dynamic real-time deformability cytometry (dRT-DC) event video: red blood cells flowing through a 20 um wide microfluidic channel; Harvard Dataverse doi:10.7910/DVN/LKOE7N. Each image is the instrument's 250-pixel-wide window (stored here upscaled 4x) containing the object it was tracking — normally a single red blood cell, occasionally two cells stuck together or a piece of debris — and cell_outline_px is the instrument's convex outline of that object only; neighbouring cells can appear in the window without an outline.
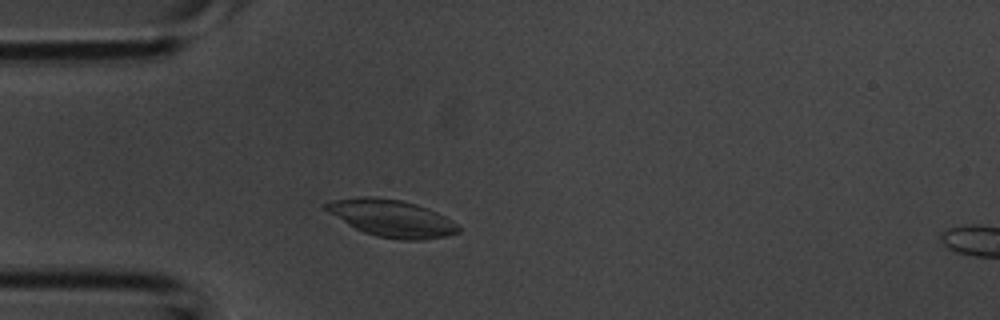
{"species": "common noctule bat (a hibernating species)", "species_latin": "Nyctalus noctula", "temperature_condition": "room temperature", "stored_images_in_passage": 39, "camera_frame_rate_fps": 3000, "um_per_image_px": 0.085, "animal": {"sex": "male", "body_mass_g": 20.1, "forearm_length_mm": 53.5}, "frame": {"image": 1, "passage_image": 7, "time_ms": 2.0, "image_size_px": [1000, 320], "cell_outline_px": [[460, 232], [444, 236], [424, 240], [400, 240], [376, 236], [364, 232], [348, 224], [328, 212], [320, 204], [332, 200], [364, 196], [376, 196], [400, 200], [416, 204], [428, 208], [452, 220], [460, 228]], "centroid_in_image_um": [33.27, 18.54], "position_along_channel_um": 51.7, "area_um2": 28.61}}
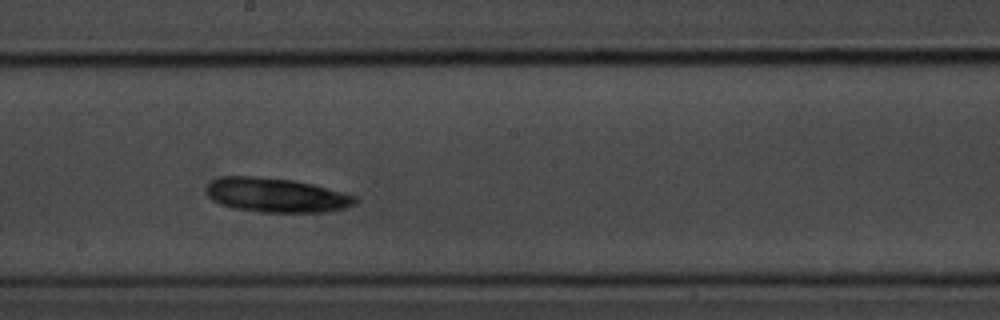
{"frame": {"image": 2, "passage_image": 19, "time_ms": 6.0, "image_size_px": [1000, 320], "cell_outline_px": [[360, 200], [356, 204], [332, 212], [264, 212], [232, 208], [220, 204], [212, 200], [208, 196], [208, 184], [212, 180], [220, 176], [256, 176], [292, 180], [312, 184], [356, 196]], "centroid_in_image_um": [23.5, 16.59], "position_along_channel_um": 224.7, "area_um2": 29.82}}
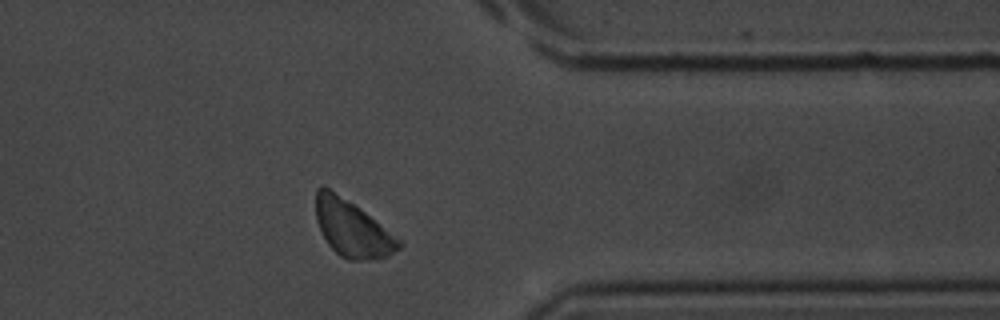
{"frame": {"image": 3, "passage_image": 30, "time_ms": 9.667, "image_size_px": [1000, 320], "cell_outline_px": [[404, 244], [400, 248], [388, 256], [360, 260], [348, 260], [340, 256], [328, 244], [316, 220], [316, 188], [320, 184], [324, 184], [360, 208], [400, 240]], "centroid_in_image_um": [29.9, 19.4], "position_along_channel_um": 381.5, "area_um2": 26.99}}